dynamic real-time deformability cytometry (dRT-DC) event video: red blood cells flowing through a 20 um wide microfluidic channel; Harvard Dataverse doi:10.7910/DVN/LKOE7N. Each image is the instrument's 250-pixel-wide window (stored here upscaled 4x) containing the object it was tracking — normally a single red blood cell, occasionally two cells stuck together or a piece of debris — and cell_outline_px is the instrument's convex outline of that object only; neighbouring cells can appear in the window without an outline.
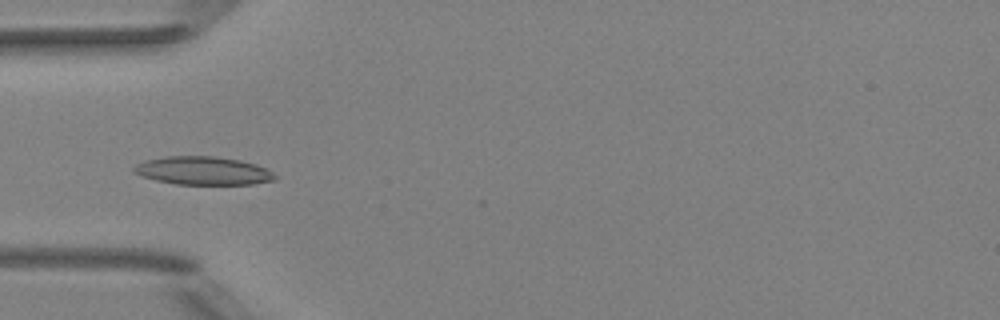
{"species": "Egyptian fruit bat (a non-hibernating species)", "species_latin": "Rousettus aegyptiacus", "temperature_condition": "room temperature", "stored_images_in_passage": 17, "camera_frame_rate_fps": 3000, "um_per_image_px": 0.085, "animal": {"sex": "female"}, "frame": {"image": 1, "passage_image": 3, "time_ms": 0.667, "image_size_px": [1000, 320], "cell_outline_px": [[276, 180], [252, 184], [176, 184], [156, 180], [132, 172], [132, 168], [136, 164], [144, 160], [164, 156], [216, 156], [240, 160], [256, 164], [272, 172], [276, 176]], "centroid_in_image_um": [17.24, 14.5], "position_along_channel_um": 67.8, "area_um2": 23.24}}
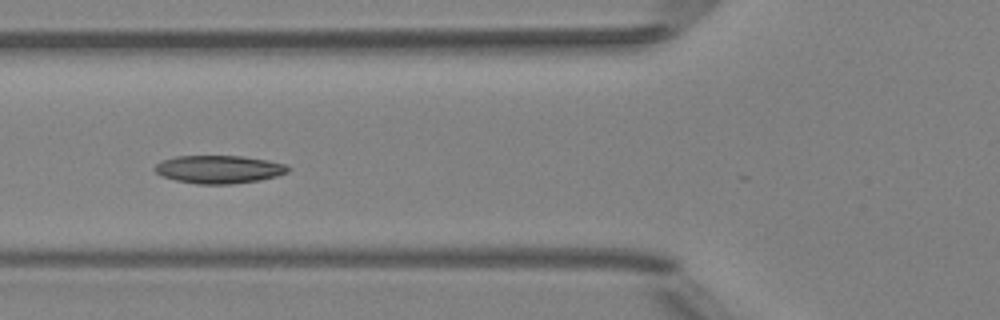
{"frame": {"image": 2, "passage_image": 6, "time_ms": 1.667, "image_size_px": [1000, 320], "cell_outline_px": [[292, 168], [288, 172], [276, 176], [260, 180], [232, 184], [196, 184], [176, 180], [164, 176], [156, 172], [152, 168], [160, 160], [176, 156], [244, 156], [268, 160], [284, 164]], "centroid_in_image_um": [18.61, 14.39], "position_along_channel_um": 107.2, "area_um2": 21.85}}